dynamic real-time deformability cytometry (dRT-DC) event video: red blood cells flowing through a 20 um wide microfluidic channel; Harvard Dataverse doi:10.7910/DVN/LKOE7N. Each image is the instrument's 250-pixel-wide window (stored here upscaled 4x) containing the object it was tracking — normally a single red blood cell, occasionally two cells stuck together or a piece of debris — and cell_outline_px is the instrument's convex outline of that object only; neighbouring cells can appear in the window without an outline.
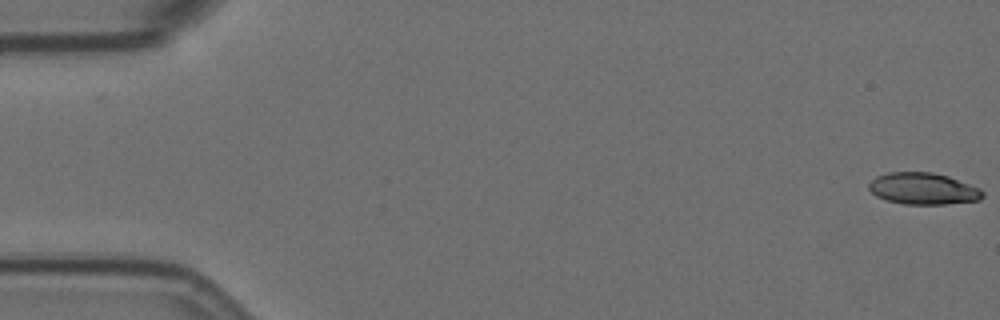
{"species": "Egyptian fruit bat (a non-hibernating species)", "species_latin": "Rousettus aegyptiacus", "temperature_condition": "room temperature", "stored_images_in_passage": 57, "camera_frame_rate_fps": 3000, "um_per_image_px": 0.085, "animal": {"sex": "female"}, "frame": {"image": 1, "passage_image": 1, "time_ms": 0.0, "image_size_px": [1000, 320], "cell_outline_px": [[984, 196], [980, 200], [944, 204], [904, 204], [884, 200], [876, 196], [868, 188], [868, 184], [876, 176], [888, 172], [932, 172], [948, 176], [980, 188], [984, 192]], "centroid_in_image_um": [78.46, 16.03], "position_along_channel_um": 6.5, "area_um2": 21.1}}
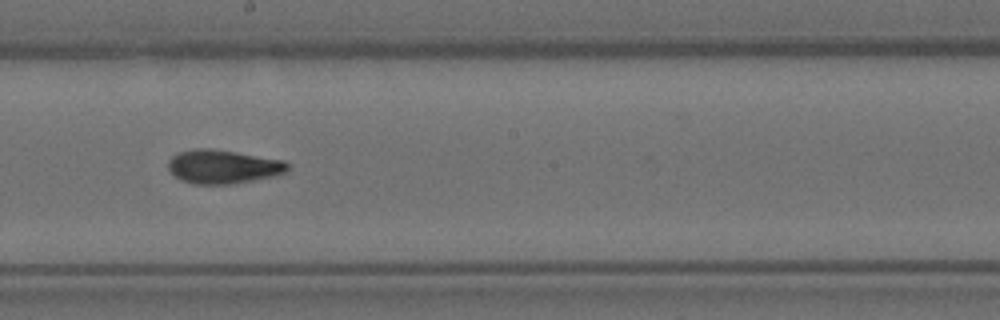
{"frame": {"image": 2, "passage_image": 32, "time_ms": 10.333, "image_size_px": [1000, 320], "cell_outline_px": [[288, 172], [276, 176], [228, 184], [192, 184], [180, 180], [168, 168], [168, 160], [176, 152], [196, 148], [208, 148], [236, 152], [284, 160], [288, 164]], "centroid_in_image_um": [18.95, 14.16], "position_along_channel_um": 229.3, "area_um2": 23.58}}
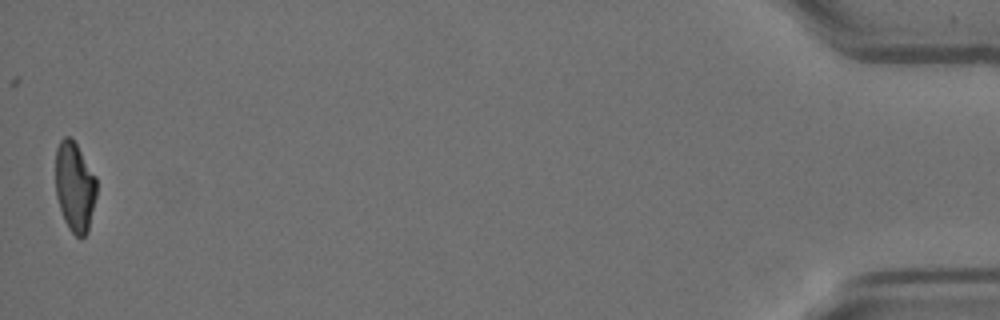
{"frame": {"image": 3, "passage_image": 57, "time_ms": 18.667, "image_size_px": [1000, 320], "cell_outline_px": [[96, 196], [88, 232], [80, 240], [68, 228], [64, 220], [56, 196], [56, 148], [60, 140], [64, 136], [72, 136], [96, 176]], "centroid_in_image_um": [6.36, 15.87], "position_along_channel_um": 428.8, "area_um2": 21.73}, "authors_computed_cell_mechanics": {"area_um2": 22.4842, "velocity_mm_per_s": 3.5661, "shape_relaxation_time_tau1_ms": 8.5361, "shape_relaxation_time_tau2_ms": 1.8206, "deformation_change_tau1": 0.2411, "deformation_change_tau2": 0.0807}}